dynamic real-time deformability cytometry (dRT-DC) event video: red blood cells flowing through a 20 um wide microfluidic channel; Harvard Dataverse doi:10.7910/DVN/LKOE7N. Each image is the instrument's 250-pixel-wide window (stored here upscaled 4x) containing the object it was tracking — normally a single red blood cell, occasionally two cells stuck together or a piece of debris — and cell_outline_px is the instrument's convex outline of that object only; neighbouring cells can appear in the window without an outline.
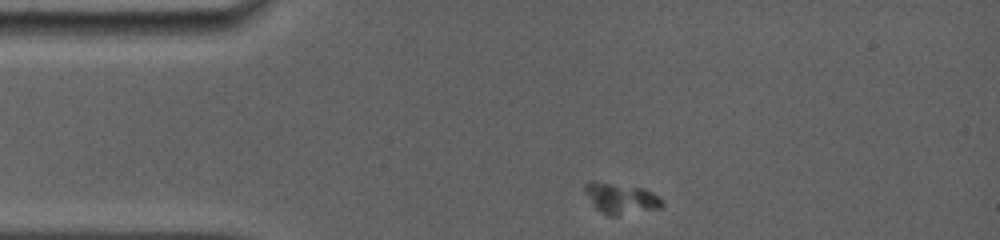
{"species": "common noctule bat (a hibernating species)", "species_latin": "Nyctalus noctula", "temperature_condition": "room temperature", "stored_images_in_passage": 38, "camera_frame_rate_fps": 5000, "um_per_image_px": 0.085, "animal": {"sex": "female", "body_mass_g": 19.0, "forearm_length_mm": 56.7}, "frame": {"image": 1, "passage_image": 1, "time_ms": 0.0, "image_size_px": [1000, 240], "cell_outline_px": [[664, 204], [660, 208], [616, 216], [608, 216], [596, 208], [584, 192], [584, 184], [588, 180], [596, 180], [644, 188], [660, 196], [664, 200]], "centroid_in_image_um": [52.77, 16.84], "position_along_channel_um": 32.2, "area_um2": 14.16}}
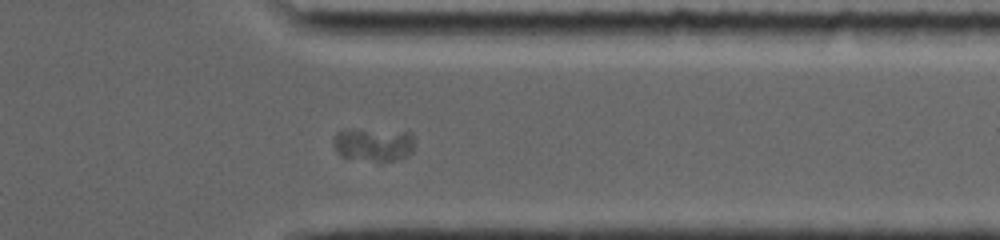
{"frame": {"image": 2, "passage_image": 32, "time_ms": 10.4, "image_size_px": [1000, 240], "cell_outline_px": [[412, 152], [408, 156], [392, 160], [376, 160], [344, 156], [332, 144], [332, 140], [336, 132], [344, 128], [412, 132]], "centroid_in_image_um": [31.73, 12.23], "position_along_channel_um": 379.7, "area_um2": 15.43}}
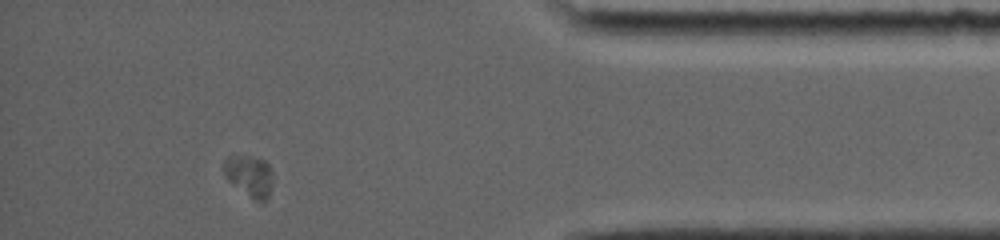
{"frame": {"image": 3, "passage_image": 35, "time_ms": 12.0, "image_size_px": [1000, 240], "cell_outline_px": [[272, 188], [268, 196], [264, 200], [256, 200], [232, 184], [228, 180], [224, 172], [224, 160], [228, 156], [252, 156], [264, 160], [272, 168]], "centroid_in_image_um": [21.22, 14.92], "position_along_channel_um": 414.0, "area_um2": 11.68}}